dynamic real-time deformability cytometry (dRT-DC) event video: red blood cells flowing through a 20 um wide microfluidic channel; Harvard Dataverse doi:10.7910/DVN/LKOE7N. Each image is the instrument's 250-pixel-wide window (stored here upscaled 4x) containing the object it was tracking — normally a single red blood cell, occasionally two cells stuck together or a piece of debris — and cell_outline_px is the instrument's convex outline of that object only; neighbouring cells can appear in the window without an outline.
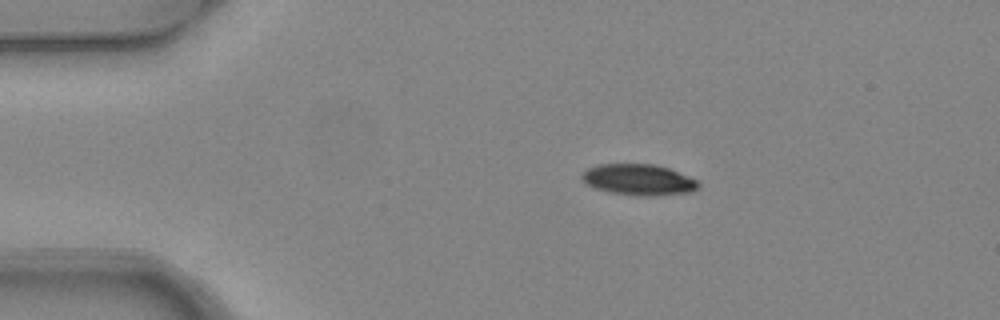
{"species": "common noctule bat (a hibernating species)", "species_latin": "Nyctalus noctula", "temperature_condition": "warm", "stored_images_in_passage": 3, "camera_frame_rate_fps": 3000, "um_per_image_px": 0.085, "animal": {"sex": "female", "body_mass_g": 24.6, "forearm_length_mm": 56.2}, "frame": {"image": 1, "passage_image": 1, "time_ms": 0.0, "image_size_px": [1000, 320], "cell_outline_px": [[700, 188], [692, 192], [652, 196], [636, 196], [608, 192], [584, 184], [580, 180], [580, 176], [588, 168], [596, 164], [656, 164], [668, 168], [700, 180]], "centroid_in_image_um": [54.29, 15.28], "position_along_channel_um": 30.7, "area_um2": 21.56}}
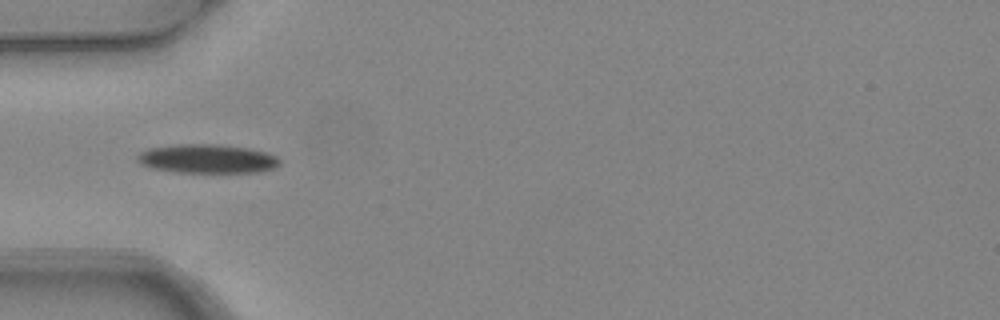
{"frame": {"image": 2, "passage_image": 3, "time_ms": 0.667, "image_size_px": [1000, 320], "cell_outline_px": [[280, 164], [272, 168], [256, 172], [180, 172], [152, 168], [140, 164], [136, 160], [136, 156], [140, 152], [148, 148], [176, 144], [220, 144], [248, 148], [264, 152], [276, 156], [280, 160]], "centroid_in_image_um": [17.57, 13.48], "position_along_channel_um": 67.4, "area_um2": 23.93}}